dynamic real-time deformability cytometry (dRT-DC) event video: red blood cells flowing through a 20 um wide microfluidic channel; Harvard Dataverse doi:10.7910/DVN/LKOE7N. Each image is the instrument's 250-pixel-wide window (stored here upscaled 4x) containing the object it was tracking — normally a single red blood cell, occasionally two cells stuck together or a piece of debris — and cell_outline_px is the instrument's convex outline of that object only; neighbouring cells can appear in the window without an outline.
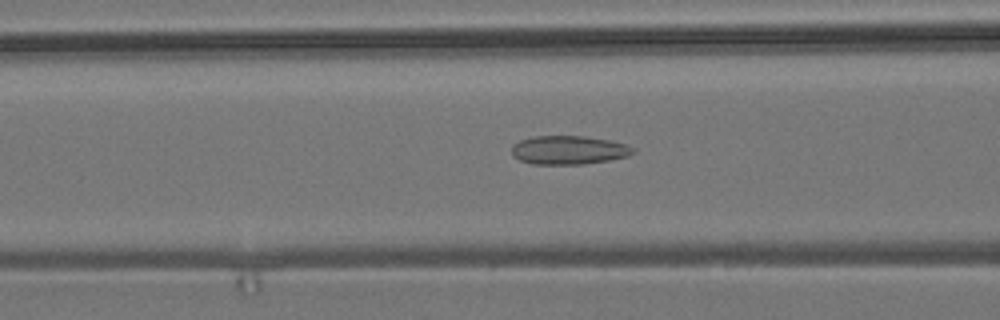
{"species": "common noctule bat (a hibernating species)", "species_latin": "Nyctalus noctula", "temperature_condition": "room temperature", "stored_images_in_passage": 51, "camera_frame_rate_fps": 3000, "um_per_image_px": 0.085, "animal": {"sex": "male", "body_mass_g": 19.2, "forearm_length_mm": 51.8}, "frame": {"image": 1, "passage_image": 17, "time_ms": 5.333, "image_size_px": [1000, 320], "cell_outline_px": [[636, 152], [628, 156], [608, 160], [580, 164], [532, 164], [520, 160], [512, 156], [512, 144], [520, 140], [532, 136], [584, 136], [608, 140], [628, 144], [636, 148]], "centroid_in_image_um": [48.35, 12.75], "position_along_channel_um": 118.3, "area_um2": 20.4}}
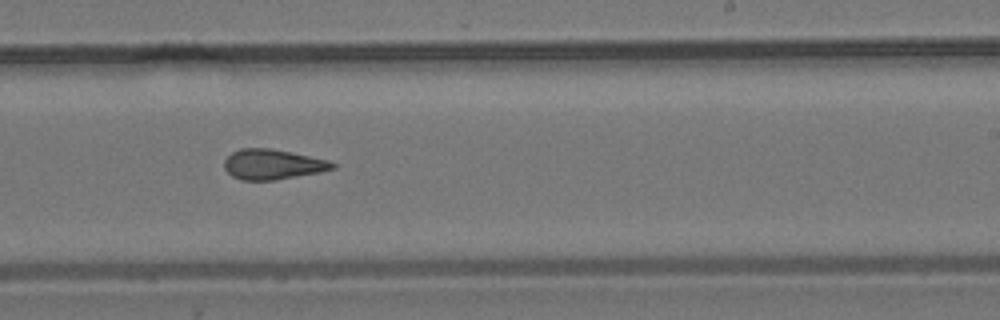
{"frame": {"image": 2, "passage_image": 29, "time_ms": 9.333, "image_size_px": [1000, 320], "cell_outline_px": [[336, 168], [320, 172], [272, 180], [240, 180], [232, 176], [224, 168], [224, 160], [232, 152], [240, 148], [272, 148], [328, 160], [336, 164]], "centroid_in_image_um": [23.16, 13.96], "position_along_channel_um": 265.8, "area_um2": 18.96}}
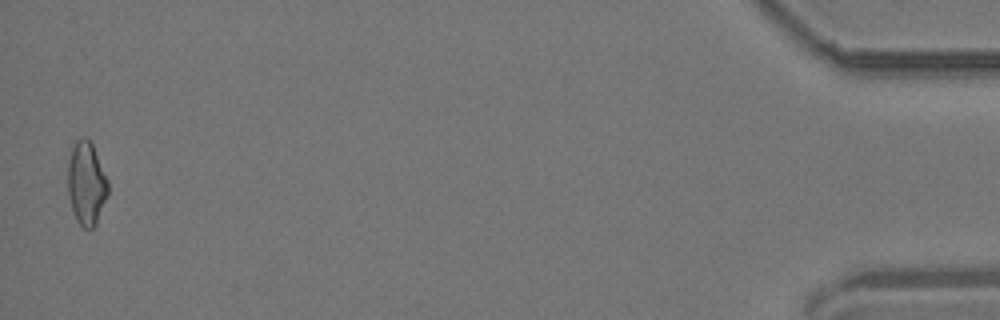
{"frame": {"image": 3, "passage_image": 50, "time_ms": 16.333, "image_size_px": [1000, 320], "cell_outline_px": [[108, 196], [96, 224], [92, 228], [84, 228], [76, 220], [68, 196], [68, 160], [72, 148], [76, 140], [84, 136], [92, 144], [108, 180]], "centroid_in_image_um": [7.34, 15.6], "position_along_channel_um": 427.9, "area_um2": 19.48}, "authors_computed_cell_mechanics": {"area_um2": 19.5364, "velocity_mm_per_s": 3.6859, "shape_relaxation_time_tau1_ms": null, "shape_relaxation_time_tau2_ms": 2.6389, "deformation_change_tau1": null, "deformation_change_tau2": 0.1145}}